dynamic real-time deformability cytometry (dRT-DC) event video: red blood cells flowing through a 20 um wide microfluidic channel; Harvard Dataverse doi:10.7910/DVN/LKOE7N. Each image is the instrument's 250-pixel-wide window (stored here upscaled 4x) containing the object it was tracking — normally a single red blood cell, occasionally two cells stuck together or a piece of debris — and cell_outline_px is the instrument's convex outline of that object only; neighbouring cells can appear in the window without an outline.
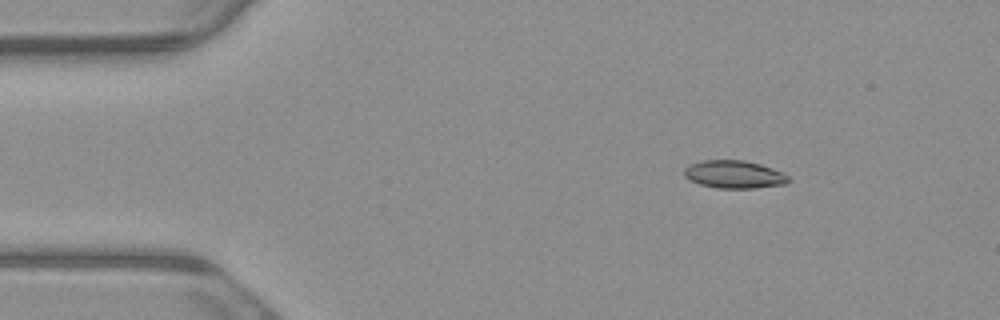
{"species": "common noctule bat (a hibernating species)", "species_latin": "Nyctalus noctula", "temperature_condition": "warm", "stored_images_in_passage": 5, "camera_frame_rate_fps": 3000, "um_per_image_px": 0.085, "animal": {"sex": "male", "body_mass_g": 23.1, "forearm_length_mm": 52.7}, "frame": {"image": 1, "passage_image": 2, "time_ms": 0.333, "image_size_px": [1000, 320], "cell_outline_px": [[788, 184], [756, 188], [716, 188], [700, 184], [688, 180], [684, 176], [684, 168], [688, 164], [700, 160], [744, 160], [760, 164], [784, 172], [788, 176]], "centroid_in_image_um": [62.38, 14.82], "position_along_channel_um": 22.6, "area_um2": 17.17}}
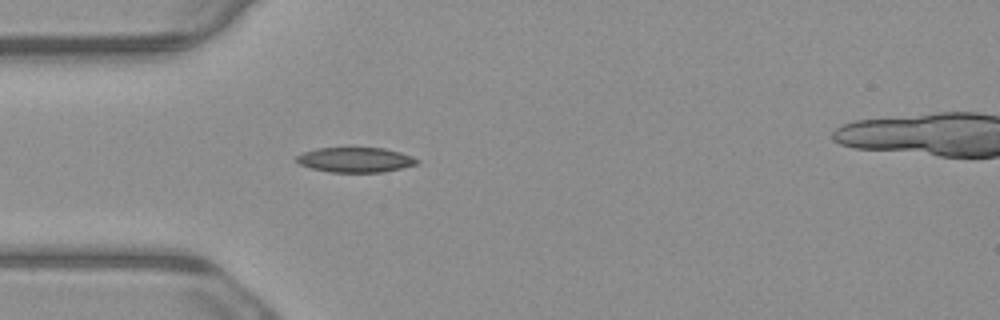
{"frame": {"image": 2, "passage_image": 4, "time_ms": 1.0, "image_size_px": [1000, 320], "cell_outline_px": [[420, 160], [416, 164], [384, 172], [328, 172], [312, 168], [300, 164], [296, 160], [296, 156], [304, 152], [316, 148], [384, 148], [400, 152], [412, 156]], "centroid_in_image_um": [30.21, 13.58], "position_along_channel_um": 54.8, "area_um2": 17.4}}